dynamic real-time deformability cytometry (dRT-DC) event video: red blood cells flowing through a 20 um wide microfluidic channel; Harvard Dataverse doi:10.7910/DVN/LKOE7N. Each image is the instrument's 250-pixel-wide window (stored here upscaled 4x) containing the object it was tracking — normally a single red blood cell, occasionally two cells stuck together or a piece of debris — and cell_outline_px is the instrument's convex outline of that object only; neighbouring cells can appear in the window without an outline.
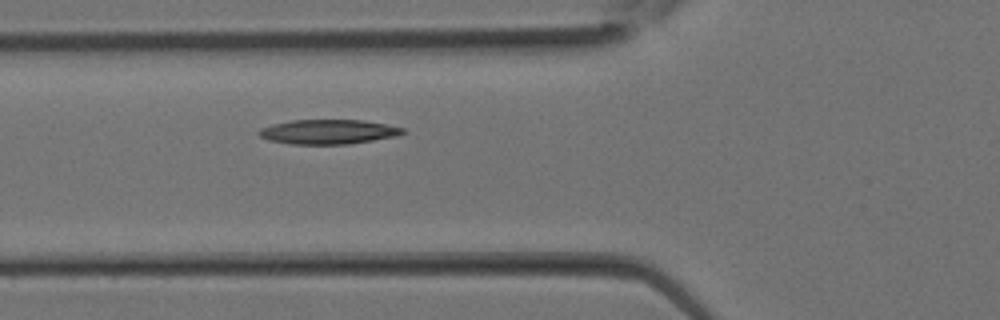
{"species": "Egyptian fruit bat (a non-hibernating species)", "species_latin": "Rousettus aegyptiacus", "temperature_condition": "room temperature", "stored_images_in_passage": 2, "camera_frame_rate_fps": 3000, "um_per_image_px": 0.085, "animal": {"sex": "female"}, "frame": {"image": 1, "passage_image": 2, "time_ms": 0.333, "image_size_px": [1000, 320], "cell_outline_px": [[408, 132], [396, 136], [348, 144], [292, 144], [268, 140], [260, 136], [256, 132], [260, 128], [272, 124], [292, 120], [364, 120], [404, 128]], "centroid_in_image_um": [27.89, 11.2], "position_along_channel_um": 97.9, "area_um2": 20.58}}